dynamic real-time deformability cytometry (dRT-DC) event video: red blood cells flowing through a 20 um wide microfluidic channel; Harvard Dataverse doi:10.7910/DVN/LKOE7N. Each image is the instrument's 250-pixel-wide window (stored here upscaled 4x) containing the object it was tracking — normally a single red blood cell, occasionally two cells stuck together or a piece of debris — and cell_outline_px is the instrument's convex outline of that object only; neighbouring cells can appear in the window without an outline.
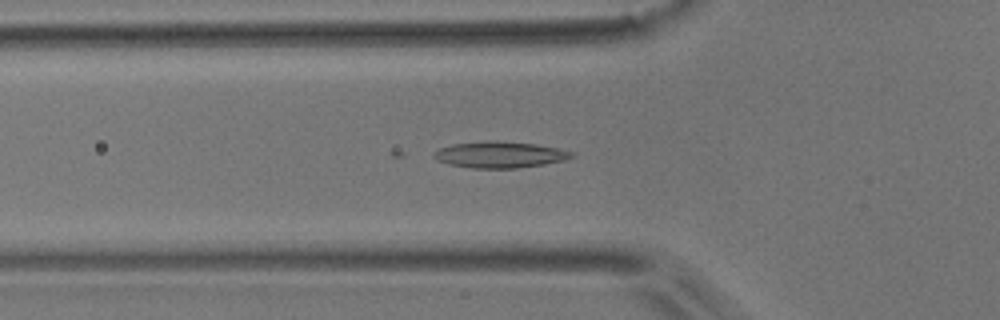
{"species": "common noctule bat (a hibernating species)", "species_latin": "Nyctalus noctula", "temperature_condition": "room temperature", "stored_images_in_passage": 44, "camera_frame_rate_fps": 3000, "um_per_image_px": 0.085, "animal": {"sex": "male", "body_mass_g": 17.9}, "frame": {"image": 1, "passage_image": 8, "time_ms": 2.333, "image_size_px": [1000, 320], "cell_outline_px": [[576, 156], [564, 160], [544, 164], [516, 168], [472, 168], [448, 164], [436, 160], [432, 156], [432, 152], [440, 148], [452, 144], [488, 140], [492, 140], [536, 144], [576, 152]], "centroid_in_image_um": [42.47, 13.14], "position_along_channel_um": 83.3, "area_um2": 21.27}}
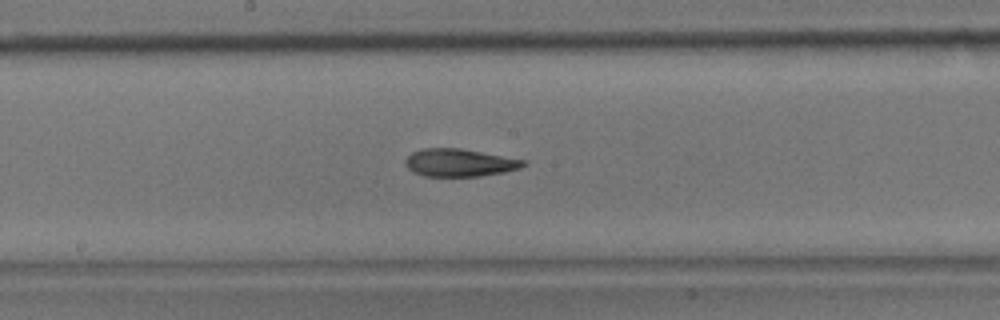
{"frame": {"image": 2, "passage_image": 18, "time_ms": 5.667, "image_size_px": [1000, 320], "cell_outline_px": [[528, 164], [520, 168], [504, 172], [480, 176], [424, 176], [412, 172], [404, 164], [404, 160], [412, 152], [420, 148], [460, 148], [528, 160]], "centroid_in_image_um": [39.07, 13.82], "position_along_channel_um": 209.1, "area_um2": 19.31}}
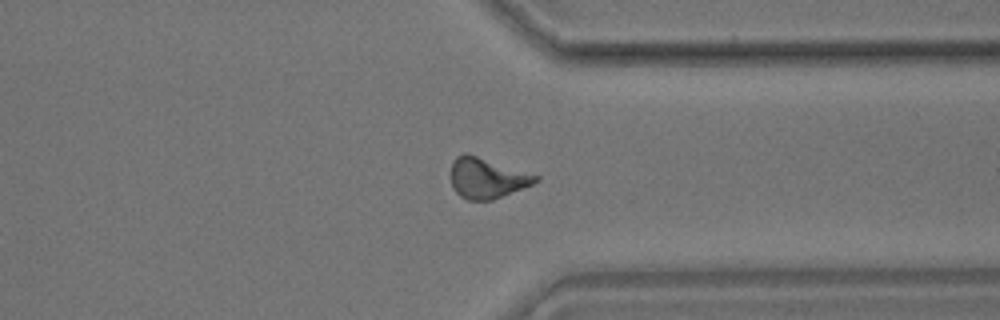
{"frame": {"image": 3, "passage_image": 31, "time_ms": 10.0, "image_size_px": [1000, 320], "cell_outline_px": [[540, 180], [532, 184], [492, 200], [468, 200], [460, 196], [452, 188], [452, 160], [456, 156], [464, 152], [468, 152], [540, 176]], "centroid_in_image_um": [41.38, 15.11], "position_along_channel_um": 370.0, "area_um2": 20.06}, "authors_computed_cell_mechanics": {"area_um2": 19.4786, "velocity_mm_per_s": 3.7398, "shape_relaxation_time_tau1_ms": null, "shape_relaxation_time_tau2_ms": 10.4993, "deformation_change_tau1": null, "deformation_change_tau2": 0.1775}}